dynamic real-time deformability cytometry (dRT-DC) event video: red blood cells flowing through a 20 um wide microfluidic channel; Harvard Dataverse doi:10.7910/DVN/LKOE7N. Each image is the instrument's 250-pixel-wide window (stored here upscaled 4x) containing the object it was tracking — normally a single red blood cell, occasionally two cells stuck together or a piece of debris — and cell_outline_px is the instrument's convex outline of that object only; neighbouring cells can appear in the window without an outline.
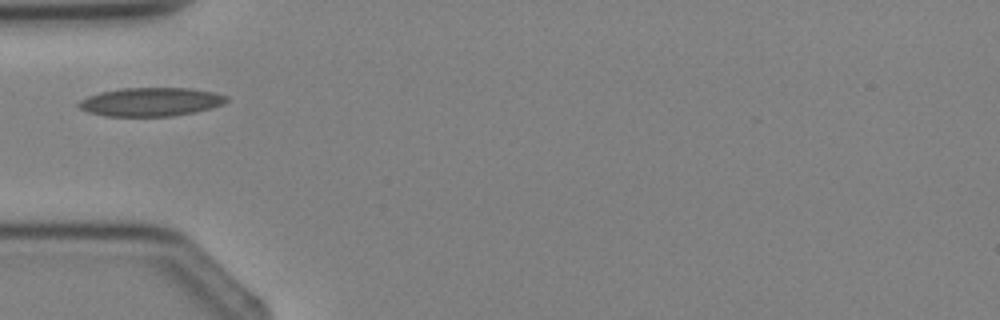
{"species": "Egyptian fruit bat (a non-hibernating species)", "species_latin": "Rousettus aegyptiacus", "temperature_condition": "cold", "stored_images_in_passage": 1, "camera_frame_rate_fps": 3000, "um_per_image_px": 0.085, "animal": {"sex": "female"}, "frame": {"image": 1, "passage_image": 1, "time_ms": 0.0, "image_size_px": [1000, 320], "cell_outline_px": [[228, 100], [224, 104], [212, 108], [196, 112], [172, 116], [104, 116], [88, 112], [80, 108], [76, 104], [80, 100], [88, 96], [100, 92], [120, 88], [192, 88], [216, 92], [228, 96]], "centroid_in_image_um": [12.85, 8.65], "position_along_channel_um": 72.2, "area_um2": 24.91}}